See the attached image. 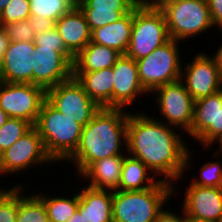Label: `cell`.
I'll return each mask as SVG.
<instances>
[{
    "label": "cell",
    "mask_w": 222,
    "mask_h": 222,
    "mask_svg": "<svg viewBox=\"0 0 222 222\" xmlns=\"http://www.w3.org/2000/svg\"><path fill=\"white\" fill-rule=\"evenodd\" d=\"M153 116L129 112L127 154L141 160L162 181L177 183L190 168L193 151L175 127Z\"/></svg>",
    "instance_id": "obj_1"
},
{
    "label": "cell",
    "mask_w": 222,
    "mask_h": 222,
    "mask_svg": "<svg viewBox=\"0 0 222 222\" xmlns=\"http://www.w3.org/2000/svg\"><path fill=\"white\" fill-rule=\"evenodd\" d=\"M128 116L129 111L127 113L125 109L104 107L83 127L77 149L66 160L74 164L79 177L93 162L127 155L124 151L127 150Z\"/></svg>",
    "instance_id": "obj_2"
},
{
    "label": "cell",
    "mask_w": 222,
    "mask_h": 222,
    "mask_svg": "<svg viewBox=\"0 0 222 222\" xmlns=\"http://www.w3.org/2000/svg\"><path fill=\"white\" fill-rule=\"evenodd\" d=\"M176 187L175 183L160 180L146 190L112 191L113 222H154L176 194Z\"/></svg>",
    "instance_id": "obj_3"
},
{
    "label": "cell",
    "mask_w": 222,
    "mask_h": 222,
    "mask_svg": "<svg viewBox=\"0 0 222 222\" xmlns=\"http://www.w3.org/2000/svg\"><path fill=\"white\" fill-rule=\"evenodd\" d=\"M54 163L65 162L77 149L83 126L55 109L47 100L34 125Z\"/></svg>",
    "instance_id": "obj_4"
},
{
    "label": "cell",
    "mask_w": 222,
    "mask_h": 222,
    "mask_svg": "<svg viewBox=\"0 0 222 222\" xmlns=\"http://www.w3.org/2000/svg\"><path fill=\"white\" fill-rule=\"evenodd\" d=\"M170 40L164 13L158 6L141 1L133 9V24L126 56L139 60Z\"/></svg>",
    "instance_id": "obj_5"
},
{
    "label": "cell",
    "mask_w": 222,
    "mask_h": 222,
    "mask_svg": "<svg viewBox=\"0 0 222 222\" xmlns=\"http://www.w3.org/2000/svg\"><path fill=\"white\" fill-rule=\"evenodd\" d=\"M157 6L164 13L170 39L184 42L214 27L206 0H164Z\"/></svg>",
    "instance_id": "obj_6"
},
{
    "label": "cell",
    "mask_w": 222,
    "mask_h": 222,
    "mask_svg": "<svg viewBox=\"0 0 222 222\" xmlns=\"http://www.w3.org/2000/svg\"><path fill=\"white\" fill-rule=\"evenodd\" d=\"M178 42L170 39L148 56L136 60L140 82L148 94L164 84L180 80L184 64Z\"/></svg>",
    "instance_id": "obj_7"
},
{
    "label": "cell",
    "mask_w": 222,
    "mask_h": 222,
    "mask_svg": "<svg viewBox=\"0 0 222 222\" xmlns=\"http://www.w3.org/2000/svg\"><path fill=\"white\" fill-rule=\"evenodd\" d=\"M46 100L83 127L101 109L74 77L46 90Z\"/></svg>",
    "instance_id": "obj_8"
},
{
    "label": "cell",
    "mask_w": 222,
    "mask_h": 222,
    "mask_svg": "<svg viewBox=\"0 0 222 222\" xmlns=\"http://www.w3.org/2000/svg\"><path fill=\"white\" fill-rule=\"evenodd\" d=\"M51 162L54 161L47 154L42 138L33 126L0 154V177L6 174L18 175L23 170L26 171L35 166L42 167Z\"/></svg>",
    "instance_id": "obj_9"
},
{
    "label": "cell",
    "mask_w": 222,
    "mask_h": 222,
    "mask_svg": "<svg viewBox=\"0 0 222 222\" xmlns=\"http://www.w3.org/2000/svg\"><path fill=\"white\" fill-rule=\"evenodd\" d=\"M46 90L31 83L0 82V108L9 116L35 125Z\"/></svg>",
    "instance_id": "obj_10"
},
{
    "label": "cell",
    "mask_w": 222,
    "mask_h": 222,
    "mask_svg": "<svg viewBox=\"0 0 222 222\" xmlns=\"http://www.w3.org/2000/svg\"><path fill=\"white\" fill-rule=\"evenodd\" d=\"M152 94H156L155 103H158L159 113L162 116L159 121L163 120L162 122L167 125L187 133L193 123L195 100L187 92L184 83L177 80L164 84L156 88Z\"/></svg>",
    "instance_id": "obj_11"
},
{
    "label": "cell",
    "mask_w": 222,
    "mask_h": 222,
    "mask_svg": "<svg viewBox=\"0 0 222 222\" xmlns=\"http://www.w3.org/2000/svg\"><path fill=\"white\" fill-rule=\"evenodd\" d=\"M210 56L202 51L182 65L180 80L195 101L222 90L221 67Z\"/></svg>",
    "instance_id": "obj_12"
},
{
    "label": "cell",
    "mask_w": 222,
    "mask_h": 222,
    "mask_svg": "<svg viewBox=\"0 0 222 222\" xmlns=\"http://www.w3.org/2000/svg\"><path fill=\"white\" fill-rule=\"evenodd\" d=\"M33 57V84L45 90L73 77L75 57L70 52H55V48L35 45Z\"/></svg>",
    "instance_id": "obj_13"
},
{
    "label": "cell",
    "mask_w": 222,
    "mask_h": 222,
    "mask_svg": "<svg viewBox=\"0 0 222 222\" xmlns=\"http://www.w3.org/2000/svg\"><path fill=\"white\" fill-rule=\"evenodd\" d=\"M182 209L187 219L222 222V187H186Z\"/></svg>",
    "instance_id": "obj_14"
},
{
    "label": "cell",
    "mask_w": 222,
    "mask_h": 222,
    "mask_svg": "<svg viewBox=\"0 0 222 222\" xmlns=\"http://www.w3.org/2000/svg\"><path fill=\"white\" fill-rule=\"evenodd\" d=\"M113 108L125 109L133 106L138 96L149 95L143 88L136 61L121 55L114 64Z\"/></svg>",
    "instance_id": "obj_15"
},
{
    "label": "cell",
    "mask_w": 222,
    "mask_h": 222,
    "mask_svg": "<svg viewBox=\"0 0 222 222\" xmlns=\"http://www.w3.org/2000/svg\"><path fill=\"white\" fill-rule=\"evenodd\" d=\"M218 103H222V90L194 103L193 123L187 134L205 149L217 144Z\"/></svg>",
    "instance_id": "obj_16"
},
{
    "label": "cell",
    "mask_w": 222,
    "mask_h": 222,
    "mask_svg": "<svg viewBox=\"0 0 222 222\" xmlns=\"http://www.w3.org/2000/svg\"><path fill=\"white\" fill-rule=\"evenodd\" d=\"M34 42L10 41L3 56V81L33 84Z\"/></svg>",
    "instance_id": "obj_17"
},
{
    "label": "cell",
    "mask_w": 222,
    "mask_h": 222,
    "mask_svg": "<svg viewBox=\"0 0 222 222\" xmlns=\"http://www.w3.org/2000/svg\"><path fill=\"white\" fill-rule=\"evenodd\" d=\"M144 0H76L90 30L113 23L130 13Z\"/></svg>",
    "instance_id": "obj_18"
},
{
    "label": "cell",
    "mask_w": 222,
    "mask_h": 222,
    "mask_svg": "<svg viewBox=\"0 0 222 222\" xmlns=\"http://www.w3.org/2000/svg\"><path fill=\"white\" fill-rule=\"evenodd\" d=\"M55 29L64 41L66 49L74 57L91 41V30L85 15L77 5L55 22Z\"/></svg>",
    "instance_id": "obj_19"
},
{
    "label": "cell",
    "mask_w": 222,
    "mask_h": 222,
    "mask_svg": "<svg viewBox=\"0 0 222 222\" xmlns=\"http://www.w3.org/2000/svg\"><path fill=\"white\" fill-rule=\"evenodd\" d=\"M78 192L82 222H113L111 190L83 186Z\"/></svg>",
    "instance_id": "obj_20"
},
{
    "label": "cell",
    "mask_w": 222,
    "mask_h": 222,
    "mask_svg": "<svg viewBox=\"0 0 222 222\" xmlns=\"http://www.w3.org/2000/svg\"><path fill=\"white\" fill-rule=\"evenodd\" d=\"M73 77L101 108H113V68L91 72H73Z\"/></svg>",
    "instance_id": "obj_21"
},
{
    "label": "cell",
    "mask_w": 222,
    "mask_h": 222,
    "mask_svg": "<svg viewBox=\"0 0 222 222\" xmlns=\"http://www.w3.org/2000/svg\"><path fill=\"white\" fill-rule=\"evenodd\" d=\"M125 155H115L93 162L81 178L89 181L87 186L95 189L117 190L121 180V171Z\"/></svg>",
    "instance_id": "obj_22"
},
{
    "label": "cell",
    "mask_w": 222,
    "mask_h": 222,
    "mask_svg": "<svg viewBox=\"0 0 222 222\" xmlns=\"http://www.w3.org/2000/svg\"><path fill=\"white\" fill-rule=\"evenodd\" d=\"M132 24L133 10L113 23L93 29L90 42L104 45L125 55L130 42Z\"/></svg>",
    "instance_id": "obj_23"
},
{
    "label": "cell",
    "mask_w": 222,
    "mask_h": 222,
    "mask_svg": "<svg viewBox=\"0 0 222 222\" xmlns=\"http://www.w3.org/2000/svg\"><path fill=\"white\" fill-rule=\"evenodd\" d=\"M160 180L141 160L127 154L124 157L121 180L117 190H146L154 187Z\"/></svg>",
    "instance_id": "obj_24"
},
{
    "label": "cell",
    "mask_w": 222,
    "mask_h": 222,
    "mask_svg": "<svg viewBox=\"0 0 222 222\" xmlns=\"http://www.w3.org/2000/svg\"><path fill=\"white\" fill-rule=\"evenodd\" d=\"M120 56L114 49L89 42L75 57L73 72H91L113 67Z\"/></svg>",
    "instance_id": "obj_25"
},
{
    "label": "cell",
    "mask_w": 222,
    "mask_h": 222,
    "mask_svg": "<svg viewBox=\"0 0 222 222\" xmlns=\"http://www.w3.org/2000/svg\"><path fill=\"white\" fill-rule=\"evenodd\" d=\"M43 194V195H42ZM36 194L44 203L49 222H67L78 209L79 205V192L73 196L62 197L59 195L52 197L47 193ZM47 194V195H46Z\"/></svg>",
    "instance_id": "obj_26"
},
{
    "label": "cell",
    "mask_w": 222,
    "mask_h": 222,
    "mask_svg": "<svg viewBox=\"0 0 222 222\" xmlns=\"http://www.w3.org/2000/svg\"><path fill=\"white\" fill-rule=\"evenodd\" d=\"M24 189V186H18V213L16 222H49L43 201L36 193L25 195Z\"/></svg>",
    "instance_id": "obj_27"
},
{
    "label": "cell",
    "mask_w": 222,
    "mask_h": 222,
    "mask_svg": "<svg viewBox=\"0 0 222 222\" xmlns=\"http://www.w3.org/2000/svg\"><path fill=\"white\" fill-rule=\"evenodd\" d=\"M76 5V0H29L30 15L44 16L56 22Z\"/></svg>",
    "instance_id": "obj_28"
},
{
    "label": "cell",
    "mask_w": 222,
    "mask_h": 222,
    "mask_svg": "<svg viewBox=\"0 0 222 222\" xmlns=\"http://www.w3.org/2000/svg\"><path fill=\"white\" fill-rule=\"evenodd\" d=\"M33 126L25 120L9 117L0 128V154L13 145Z\"/></svg>",
    "instance_id": "obj_29"
},
{
    "label": "cell",
    "mask_w": 222,
    "mask_h": 222,
    "mask_svg": "<svg viewBox=\"0 0 222 222\" xmlns=\"http://www.w3.org/2000/svg\"><path fill=\"white\" fill-rule=\"evenodd\" d=\"M18 186L0 190V222H16L18 213Z\"/></svg>",
    "instance_id": "obj_30"
},
{
    "label": "cell",
    "mask_w": 222,
    "mask_h": 222,
    "mask_svg": "<svg viewBox=\"0 0 222 222\" xmlns=\"http://www.w3.org/2000/svg\"><path fill=\"white\" fill-rule=\"evenodd\" d=\"M216 159L200 166V177H195L191 183L203 187H222V162L220 158Z\"/></svg>",
    "instance_id": "obj_31"
},
{
    "label": "cell",
    "mask_w": 222,
    "mask_h": 222,
    "mask_svg": "<svg viewBox=\"0 0 222 222\" xmlns=\"http://www.w3.org/2000/svg\"><path fill=\"white\" fill-rule=\"evenodd\" d=\"M30 16L29 0H11L0 12V22L3 26L27 20Z\"/></svg>",
    "instance_id": "obj_32"
},
{
    "label": "cell",
    "mask_w": 222,
    "mask_h": 222,
    "mask_svg": "<svg viewBox=\"0 0 222 222\" xmlns=\"http://www.w3.org/2000/svg\"><path fill=\"white\" fill-rule=\"evenodd\" d=\"M3 28L10 41L34 42L36 37L28 19L16 23L4 24Z\"/></svg>",
    "instance_id": "obj_33"
},
{
    "label": "cell",
    "mask_w": 222,
    "mask_h": 222,
    "mask_svg": "<svg viewBox=\"0 0 222 222\" xmlns=\"http://www.w3.org/2000/svg\"><path fill=\"white\" fill-rule=\"evenodd\" d=\"M34 43L41 48H55V52H69L55 27L45 33L37 34Z\"/></svg>",
    "instance_id": "obj_34"
},
{
    "label": "cell",
    "mask_w": 222,
    "mask_h": 222,
    "mask_svg": "<svg viewBox=\"0 0 222 222\" xmlns=\"http://www.w3.org/2000/svg\"><path fill=\"white\" fill-rule=\"evenodd\" d=\"M34 33L37 35L39 33H45L46 31L55 27V22L51 19L45 18L44 16H33L28 18Z\"/></svg>",
    "instance_id": "obj_35"
},
{
    "label": "cell",
    "mask_w": 222,
    "mask_h": 222,
    "mask_svg": "<svg viewBox=\"0 0 222 222\" xmlns=\"http://www.w3.org/2000/svg\"><path fill=\"white\" fill-rule=\"evenodd\" d=\"M212 23L217 28L222 27V0H206Z\"/></svg>",
    "instance_id": "obj_36"
},
{
    "label": "cell",
    "mask_w": 222,
    "mask_h": 222,
    "mask_svg": "<svg viewBox=\"0 0 222 222\" xmlns=\"http://www.w3.org/2000/svg\"><path fill=\"white\" fill-rule=\"evenodd\" d=\"M182 213L179 215V212L176 214L172 212V210L163 209L158 216L156 217V220L154 222H187V217L184 214L183 209H181Z\"/></svg>",
    "instance_id": "obj_37"
},
{
    "label": "cell",
    "mask_w": 222,
    "mask_h": 222,
    "mask_svg": "<svg viewBox=\"0 0 222 222\" xmlns=\"http://www.w3.org/2000/svg\"><path fill=\"white\" fill-rule=\"evenodd\" d=\"M217 144H218L217 148L222 145V103H218Z\"/></svg>",
    "instance_id": "obj_38"
},
{
    "label": "cell",
    "mask_w": 222,
    "mask_h": 222,
    "mask_svg": "<svg viewBox=\"0 0 222 222\" xmlns=\"http://www.w3.org/2000/svg\"><path fill=\"white\" fill-rule=\"evenodd\" d=\"M10 40L7 36L3 26L0 27V57L4 56L5 51L7 50Z\"/></svg>",
    "instance_id": "obj_39"
},
{
    "label": "cell",
    "mask_w": 222,
    "mask_h": 222,
    "mask_svg": "<svg viewBox=\"0 0 222 222\" xmlns=\"http://www.w3.org/2000/svg\"><path fill=\"white\" fill-rule=\"evenodd\" d=\"M218 30L222 32V27H220ZM212 57L215 59L217 64L222 68V45L218 47L216 54H214V56Z\"/></svg>",
    "instance_id": "obj_40"
},
{
    "label": "cell",
    "mask_w": 222,
    "mask_h": 222,
    "mask_svg": "<svg viewBox=\"0 0 222 222\" xmlns=\"http://www.w3.org/2000/svg\"><path fill=\"white\" fill-rule=\"evenodd\" d=\"M67 222H82L81 221V214L79 213V207L73 214V216Z\"/></svg>",
    "instance_id": "obj_41"
},
{
    "label": "cell",
    "mask_w": 222,
    "mask_h": 222,
    "mask_svg": "<svg viewBox=\"0 0 222 222\" xmlns=\"http://www.w3.org/2000/svg\"><path fill=\"white\" fill-rule=\"evenodd\" d=\"M9 119V116L0 108V128Z\"/></svg>",
    "instance_id": "obj_42"
},
{
    "label": "cell",
    "mask_w": 222,
    "mask_h": 222,
    "mask_svg": "<svg viewBox=\"0 0 222 222\" xmlns=\"http://www.w3.org/2000/svg\"><path fill=\"white\" fill-rule=\"evenodd\" d=\"M11 0H0V12L8 5Z\"/></svg>",
    "instance_id": "obj_43"
},
{
    "label": "cell",
    "mask_w": 222,
    "mask_h": 222,
    "mask_svg": "<svg viewBox=\"0 0 222 222\" xmlns=\"http://www.w3.org/2000/svg\"><path fill=\"white\" fill-rule=\"evenodd\" d=\"M3 81V57H0V82Z\"/></svg>",
    "instance_id": "obj_44"
},
{
    "label": "cell",
    "mask_w": 222,
    "mask_h": 222,
    "mask_svg": "<svg viewBox=\"0 0 222 222\" xmlns=\"http://www.w3.org/2000/svg\"><path fill=\"white\" fill-rule=\"evenodd\" d=\"M145 2L157 6L161 1L164 0H144Z\"/></svg>",
    "instance_id": "obj_45"
},
{
    "label": "cell",
    "mask_w": 222,
    "mask_h": 222,
    "mask_svg": "<svg viewBox=\"0 0 222 222\" xmlns=\"http://www.w3.org/2000/svg\"><path fill=\"white\" fill-rule=\"evenodd\" d=\"M217 151H215V153H213V156H218L220 153V155H221V157H222V145L218 148V149H216Z\"/></svg>",
    "instance_id": "obj_46"
},
{
    "label": "cell",
    "mask_w": 222,
    "mask_h": 222,
    "mask_svg": "<svg viewBox=\"0 0 222 222\" xmlns=\"http://www.w3.org/2000/svg\"><path fill=\"white\" fill-rule=\"evenodd\" d=\"M187 222H204V221H196V220H193V219H187Z\"/></svg>",
    "instance_id": "obj_47"
}]
</instances>
